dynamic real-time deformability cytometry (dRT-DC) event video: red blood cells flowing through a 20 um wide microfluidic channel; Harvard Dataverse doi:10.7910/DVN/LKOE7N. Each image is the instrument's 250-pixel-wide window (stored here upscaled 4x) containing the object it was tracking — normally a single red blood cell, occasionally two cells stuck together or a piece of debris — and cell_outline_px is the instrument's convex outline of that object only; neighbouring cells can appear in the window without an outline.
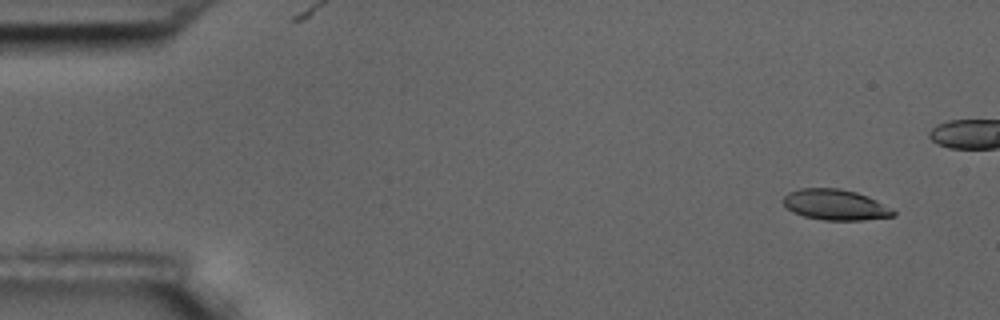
{"species": "common noctule bat (a hibernating species)", "species_latin": "Nyctalus noctula", "temperature_condition": "room temperature", "stored_images_in_passage": 7, "camera_frame_rate_fps": 3000, "um_per_image_px": 0.085, "animal": {"sex": "male", "body_mass_g": 17.5, "forearm_length_mm": 52.3}, "frame": {"image": 1, "passage_image": 1, "time_ms": 0.0, "image_size_px": [1000, 320], "cell_outline_px": [[896, 216], [864, 220], [824, 220], [804, 216], [792, 212], [780, 200], [788, 192], [800, 188], [840, 188], [856, 192], [868, 196], [892, 208], [896, 212]], "centroid_in_image_um": [71.0, 17.4], "position_along_channel_um": 14.0, "area_um2": 19.88}}